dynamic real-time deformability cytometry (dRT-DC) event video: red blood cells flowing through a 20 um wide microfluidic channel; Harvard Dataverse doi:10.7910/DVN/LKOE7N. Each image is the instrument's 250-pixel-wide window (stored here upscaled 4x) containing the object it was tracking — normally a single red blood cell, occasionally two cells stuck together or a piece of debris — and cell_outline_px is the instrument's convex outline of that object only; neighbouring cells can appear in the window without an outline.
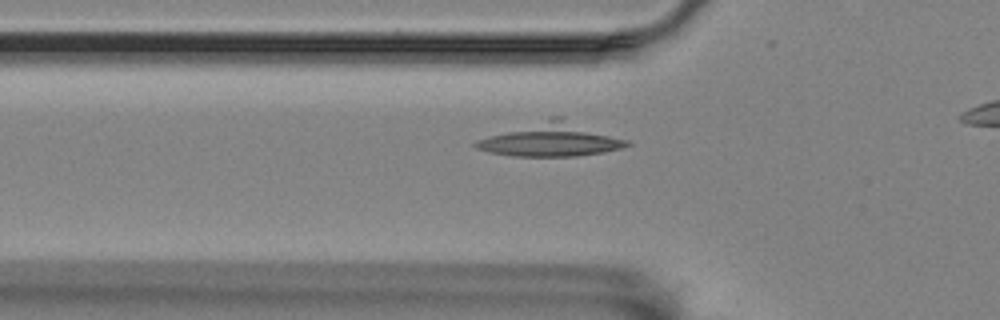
{"species": "Egyptian fruit bat (a non-hibernating species)", "species_latin": "Rousettus aegyptiacus", "temperature_condition": "room temperature", "stored_images_in_passage": 34, "camera_frame_rate_fps": 3000, "um_per_image_px": 0.085, "animal": {"sex": "female"}, "frame": {"image": 1, "passage_image": 9, "time_ms": 2.667, "image_size_px": [1000, 320], "cell_outline_px": [[632, 144], [624, 148], [604, 152], [576, 156], [512, 156], [488, 152], [476, 148], [472, 144], [476, 140], [548, 116], [560, 116], [628, 140]], "centroid_in_image_um": [46.84, 11.86], "position_along_channel_um": 79.0, "area_um2": 29.59}}
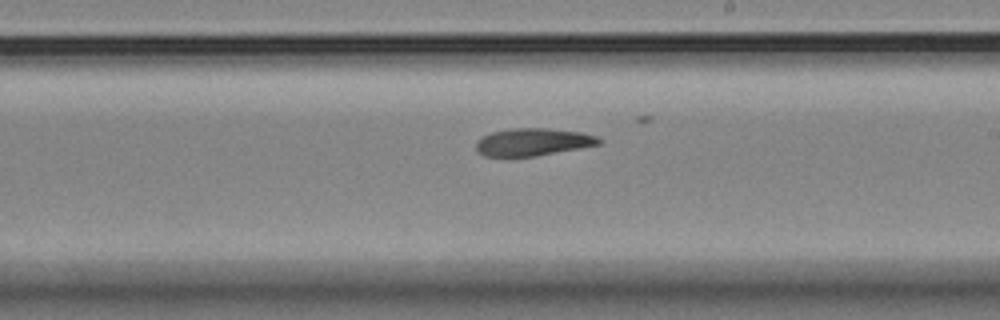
{"frame": {"image": 2, "passage_image": 23, "time_ms": 7.333, "image_size_px": [1000, 320], "cell_outline_px": [[600, 144], [580, 148], [536, 156], [504, 160], [484, 156], [476, 148], [476, 140], [492, 132], [512, 128], [544, 128], [580, 132], [596, 136], [600, 140]], "centroid_in_image_um": [45.2, 12.12], "position_along_channel_um": 243.8, "area_um2": 20.17}}
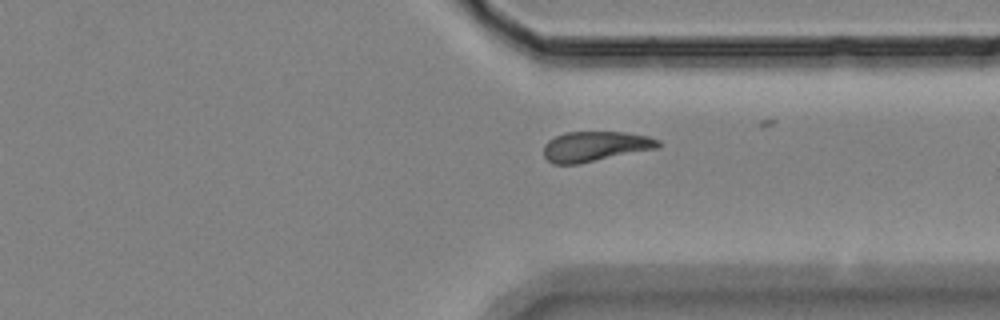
{"frame": {"image": 3, "passage_image": 33, "time_ms": 10.667, "image_size_px": [1000, 320], "cell_outline_px": [[660, 148], [580, 164], [552, 164], [544, 156], [544, 144], [548, 140], [564, 132], [624, 132], [648, 136], [660, 140]], "centroid_in_image_um": [50.61, 12.45], "position_along_channel_um": 360.8, "area_um2": 20.35}}